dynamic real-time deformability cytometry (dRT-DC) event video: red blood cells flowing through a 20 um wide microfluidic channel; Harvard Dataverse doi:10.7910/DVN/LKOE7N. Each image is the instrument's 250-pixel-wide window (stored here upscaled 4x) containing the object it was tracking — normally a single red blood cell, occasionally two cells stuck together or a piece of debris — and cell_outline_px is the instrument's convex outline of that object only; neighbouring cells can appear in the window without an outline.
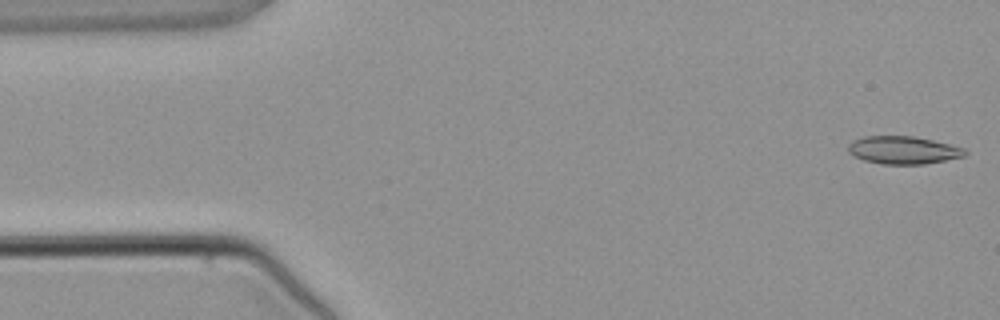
{"species": "common noctule bat (a hibernating species)", "species_latin": "Nyctalus noctula", "temperature_condition": "warm", "stored_images_in_passage": 3, "camera_frame_rate_fps": 3000, "um_per_image_px": 0.085, "animal": {"sex": "male", "body_mass_g": 21.5, "forearm_length_mm": 52.0}, "frame": {"image": 1, "passage_image": 1, "time_ms": 0.0, "image_size_px": [1000, 320], "cell_outline_px": [[968, 152], [964, 156], [924, 164], [880, 164], [864, 160], [848, 152], [848, 144], [852, 140], [864, 136], [912, 136], [932, 140], [964, 148]], "centroid_in_image_um": [76.74, 12.75], "position_along_channel_um": 8.3, "area_um2": 18.79}}